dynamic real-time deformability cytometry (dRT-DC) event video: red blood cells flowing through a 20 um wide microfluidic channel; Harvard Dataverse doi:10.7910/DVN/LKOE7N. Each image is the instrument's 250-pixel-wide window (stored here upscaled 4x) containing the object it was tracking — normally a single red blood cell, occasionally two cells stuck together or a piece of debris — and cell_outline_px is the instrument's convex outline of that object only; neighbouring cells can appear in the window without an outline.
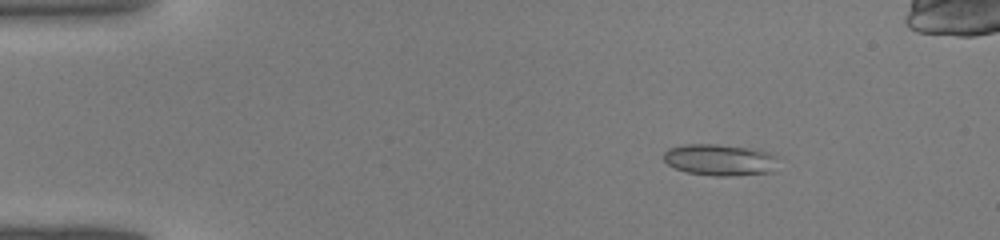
{"species": "common noctule bat (a hibernating species)", "species_latin": "Nyctalus noctula", "temperature_condition": "warm", "stored_images_in_passage": 39, "camera_frame_rate_fps": 3000, "um_per_image_px": 0.085, "animal": {"sex": "male", "body_mass_g": 19.0, "forearm_length_mm": 50.8}, "frame": {"image": 1, "passage_image": 1, "time_ms": 0.0, "image_size_px": [1000, 240], "cell_outline_px": [[776, 172], [728, 176], [716, 176], [688, 172], [676, 168], [668, 164], [664, 160], [664, 152], [668, 148], [684, 144], [716, 144], [744, 148], [768, 152], [776, 156]], "centroid_in_image_um": [61.19, 13.59], "position_along_channel_um": 23.8, "area_um2": 20.87}}
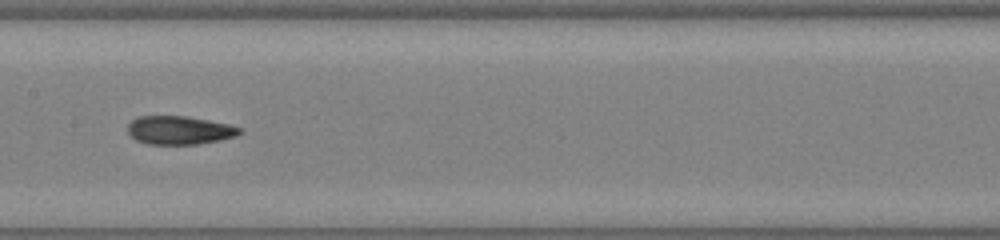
{"frame": {"image": 2, "passage_image": 17, "time_ms": 5.333, "image_size_px": [1000, 240], "cell_outline_px": [[244, 132], [236, 136], [220, 140], [196, 144], [148, 144], [136, 140], [128, 132], [128, 124], [132, 120], [140, 116], [188, 116], [228, 124], [244, 128]], "centroid_in_image_um": [15.3, 11.06], "position_along_channel_um": 192.1, "area_um2": 18.61}}
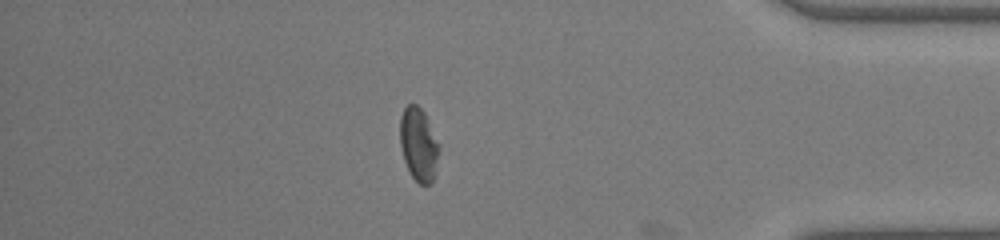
{"frame": {"image": 3, "passage_image": 32, "time_ms": 10.333, "image_size_px": [1000, 240], "cell_outline_px": [[440, 148], [436, 176], [432, 184], [420, 184], [412, 176], [404, 160], [400, 144], [400, 116], [404, 108], [408, 104], [416, 104], [424, 112], [440, 144]], "centroid_in_image_um": [35.61, 12.29], "position_along_channel_um": 399.6, "area_um2": 16.99}}